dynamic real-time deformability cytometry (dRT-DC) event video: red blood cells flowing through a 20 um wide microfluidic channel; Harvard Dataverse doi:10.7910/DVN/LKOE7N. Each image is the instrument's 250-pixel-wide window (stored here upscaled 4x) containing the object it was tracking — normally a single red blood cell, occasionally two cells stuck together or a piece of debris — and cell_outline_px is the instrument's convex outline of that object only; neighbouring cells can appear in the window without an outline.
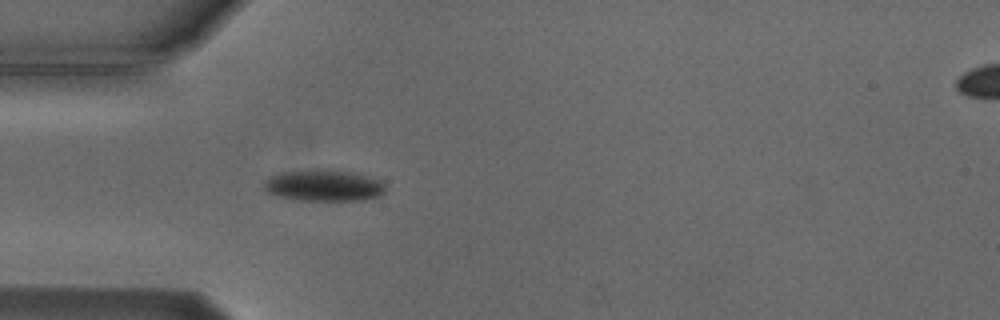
{"species": "Egyptian fruit bat (a non-hibernating species)", "species_latin": "Rousettus aegyptiacus", "temperature_condition": "cold", "stored_images_in_passage": 4, "camera_frame_rate_fps": 3000, "um_per_image_px": 0.085, "animal": {"sex": "male"}, "frame": {"image": 1, "passage_image": 4, "time_ms": 4.333, "image_size_px": [1000, 320], "cell_outline_px": [[384, 192], [380, 196], [364, 200], [292, 200], [268, 192], [264, 188], [264, 184], [272, 176], [280, 172], [352, 172], [380, 180], [384, 184]], "centroid_in_image_um": [27.56, 15.82], "position_along_channel_um": 57.4, "area_um2": 21.21}}